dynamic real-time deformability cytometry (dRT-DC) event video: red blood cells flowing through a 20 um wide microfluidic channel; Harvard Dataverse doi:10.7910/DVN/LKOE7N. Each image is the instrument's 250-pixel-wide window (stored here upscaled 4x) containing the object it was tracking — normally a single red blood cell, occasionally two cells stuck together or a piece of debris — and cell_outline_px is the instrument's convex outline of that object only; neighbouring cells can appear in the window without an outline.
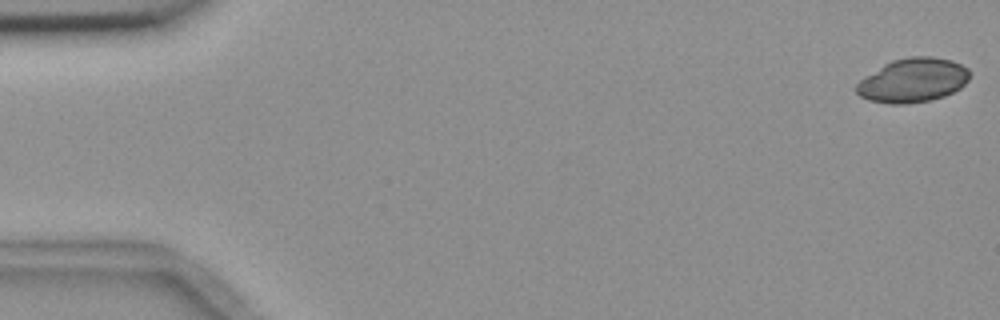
{"species": "common noctule bat (a hibernating species)", "species_latin": "Nyctalus noctula", "temperature_condition": "room temperature", "stored_images_in_passage": 4, "camera_frame_rate_fps": 3000, "um_per_image_px": 0.085, "animal": {"sex": "female", "body_mass_g": 18.4}, "frame": {"image": 1, "passage_image": 1, "time_ms": 0.0, "image_size_px": [1000, 320], "cell_outline_px": [[968, 80], [960, 88], [944, 96], [932, 100], [908, 104], [888, 104], [868, 100], [860, 96], [856, 92], [856, 84], [864, 76], [884, 64], [892, 60], [908, 56], [932, 56], [952, 60], [968, 68]], "centroid_in_image_um": [77.57, 6.82], "position_along_channel_um": 7.4, "area_um2": 29.3}}
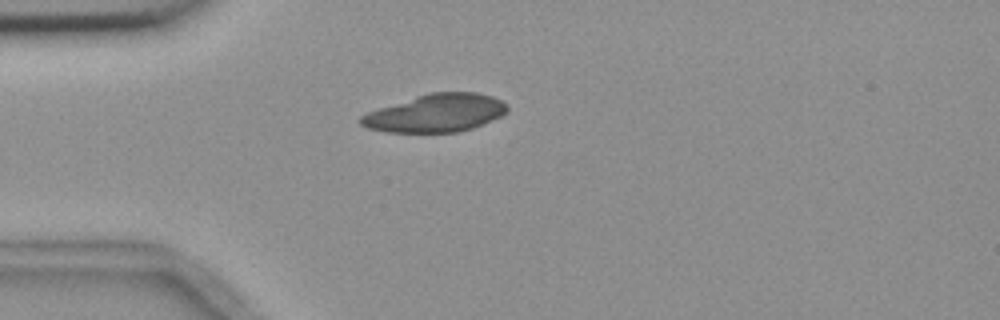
{"frame": {"image": 2, "passage_image": 4, "time_ms": 4.667, "image_size_px": [1000, 320], "cell_outline_px": [[508, 112], [500, 116], [472, 128], [460, 132], [384, 132], [368, 128], [360, 124], [356, 120], [360, 116], [368, 112], [416, 96], [432, 92], [476, 92], [492, 96], [508, 104]], "centroid_in_image_um": [37.03, 9.62], "position_along_channel_um": 48.0, "area_um2": 32.25}}